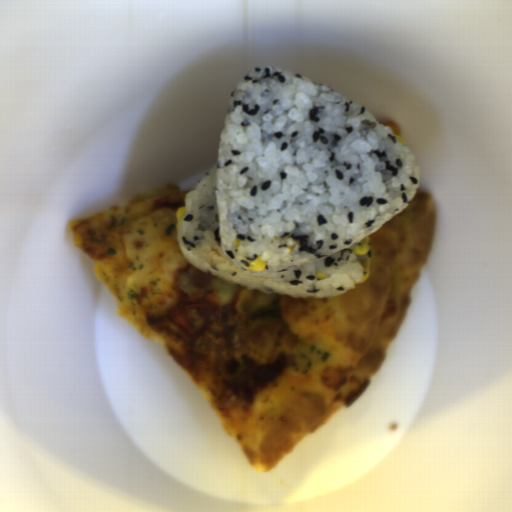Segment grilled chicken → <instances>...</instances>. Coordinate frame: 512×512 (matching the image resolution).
<instances>
[{
  "mask_svg": "<svg viewBox=\"0 0 512 512\" xmlns=\"http://www.w3.org/2000/svg\"><path fill=\"white\" fill-rule=\"evenodd\" d=\"M251 291L241 290L225 305L207 330L194 338V351L207 359L224 381L245 377L248 364H270L277 356L281 333L276 327L252 326Z\"/></svg>",
  "mask_w": 512,
  "mask_h": 512,
  "instance_id": "277b20a1",
  "label": "grilled chicken"
}]
</instances>
